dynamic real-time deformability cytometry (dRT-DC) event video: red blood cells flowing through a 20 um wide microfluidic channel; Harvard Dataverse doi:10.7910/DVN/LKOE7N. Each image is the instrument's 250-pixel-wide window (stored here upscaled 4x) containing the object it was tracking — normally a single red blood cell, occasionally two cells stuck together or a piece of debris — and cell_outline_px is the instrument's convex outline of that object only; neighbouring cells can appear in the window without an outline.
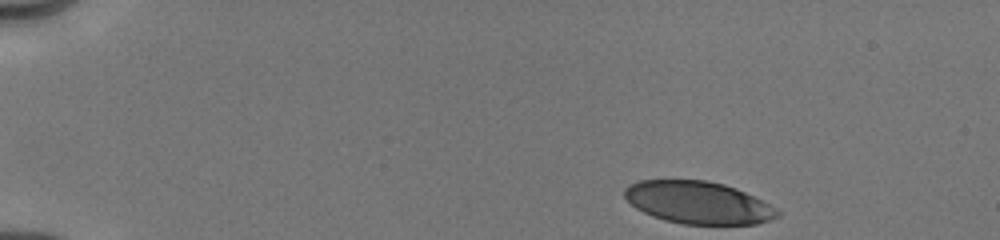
{"species": "human", "species_latin": "Homo sapiens", "temperature_condition": "cold", "stored_images_in_passage": 11, "camera_frame_rate_fps": 3000, "um_per_image_px": 0.085, "donor": {"sex": "male"}, "frame": {"image": 1, "passage_image": 1, "time_ms": 0.0, "image_size_px": [1000, 240], "cell_outline_px": [[780, 216], [756, 224], [684, 224], [664, 220], [652, 216], [636, 208], [624, 196], [624, 188], [628, 184], [640, 180], [708, 180], [724, 184], [736, 188], [776, 208], [780, 212]], "centroid_in_image_um": [59.32, 17.21], "position_along_channel_um": 25.7, "area_um2": 37.63}}
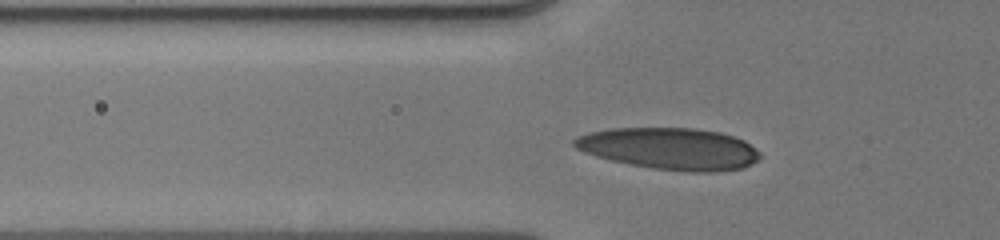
{"frame": {"image": 2, "passage_image": 10, "time_ms": 3.667, "image_size_px": [1000, 240], "cell_outline_px": [[760, 160], [744, 168], [716, 172], [688, 172], [652, 168], [628, 164], [596, 156], [584, 152], [576, 148], [572, 144], [572, 140], [576, 136], [588, 132], [608, 128], [696, 128], [720, 132], [744, 140], [756, 148], [760, 152]], "centroid_in_image_um": [56.94, 12.64], "position_along_channel_um": 68.9, "area_um2": 45.66}}